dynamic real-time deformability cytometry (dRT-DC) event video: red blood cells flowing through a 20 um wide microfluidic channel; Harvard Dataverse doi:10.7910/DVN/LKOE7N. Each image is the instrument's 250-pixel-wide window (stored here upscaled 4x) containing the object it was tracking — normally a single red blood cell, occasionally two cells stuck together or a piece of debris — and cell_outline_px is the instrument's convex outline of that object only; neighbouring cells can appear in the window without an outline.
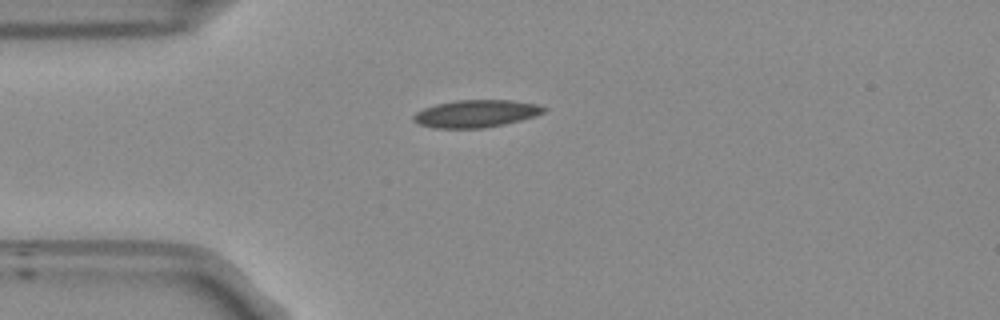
{"species": "Egyptian fruit bat (a non-hibernating species)", "species_latin": "Rousettus aegyptiacus", "temperature_condition": "room temperature", "stored_images_in_passage": 41, "camera_frame_rate_fps": 3000, "um_per_image_px": 0.085, "frame": {"image": 1, "passage_image": 1, "time_ms": 0.0, "image_size_px": [1000, 320], "cell_outline_px": [[548, 108], [544, 112], [520, 120], [504, 124], [484, 128], [436, 128], [420, 124], [412, 120], [412, 116], [416, 112], [424, 108], [436, 104], [456, 100], [512, 100], [536, 104]], "centroid_in_image_um": [40.44, 9.65], "position_along_channel_um": 44.6, "area_um2": 20.69}}
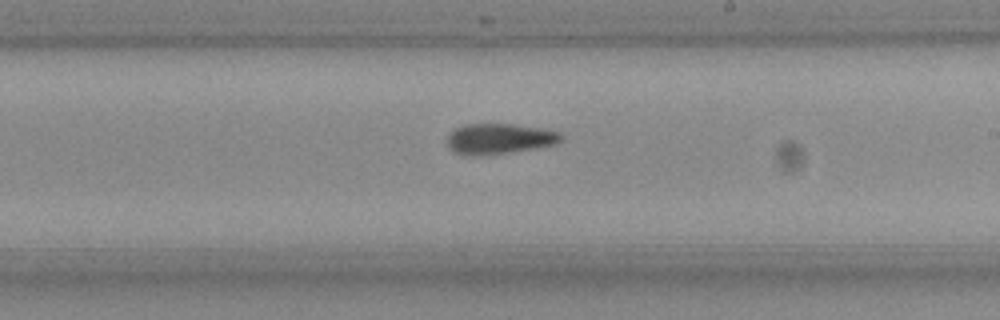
{"frame": {"image": 2, "passage_image": 18, "time_ms": 5.667, "image_size_px": [1000, 320], "cell_outline_px": [[564, 140], [556, 144], [508, 152], [480, 156], [476, 156], [456, 152], [448, 144], [448, 136], [456, 128], [464, 124], [512, 124], [544, 128], [560, 132], [564, 136]], "centroid_in_image_um": [42.51, 11.78], "position_along_channel_um": 246.5, "area_um2": 20.06}}
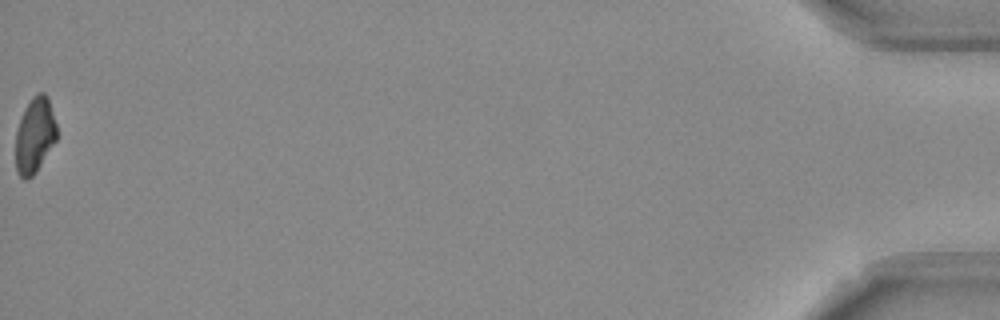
{"frame": {"image": 3, "passage_image": 41, "time_ms": 13.333, "image_size_px": [1000, 320], "cell_outline_px": [[56, 140], [36, 172], [28, 180], [24, 180], [16, 172], [16, 132], [24, 108], [32, 96], [36, 92], [44, 92], [48, 96], [56, 124]], "centroid_in_image_um": [2.95, 11.49], "position_along_channel_um": 432.3, "area_um2": 18.15}, "authors_computed_cell_mechanics": {"area_um2": 19.7676, "velocity_mm_per_s": 3.8135, "shape_relaxation_time_tau1_ms": 11.3735, "shape_relaxation_time_tau2_ms": null, "deformation_change_tau1": 0.2358, "deformation_change_tau2": null}}